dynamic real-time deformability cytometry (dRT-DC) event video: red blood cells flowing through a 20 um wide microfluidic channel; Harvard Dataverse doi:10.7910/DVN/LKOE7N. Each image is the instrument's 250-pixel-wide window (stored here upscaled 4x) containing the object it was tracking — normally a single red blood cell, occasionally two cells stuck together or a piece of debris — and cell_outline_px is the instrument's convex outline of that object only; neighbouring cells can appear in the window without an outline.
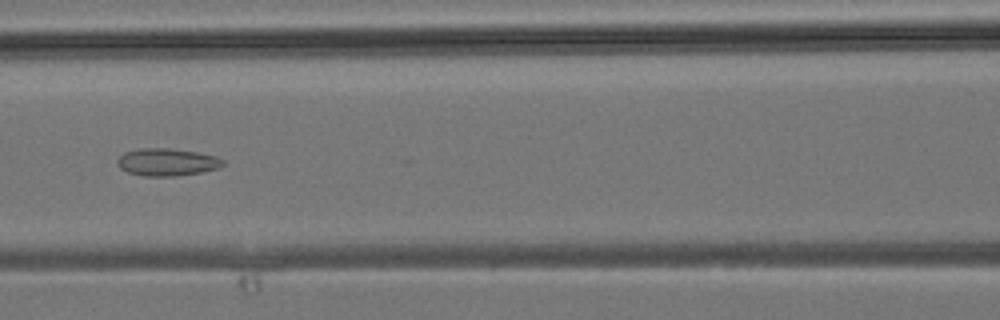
{"species": "common noctule bat (a hibernating species)", "species_latin": "Nyctalus noctula", "temperature_condition": "room temperature", "stored_images_in_passage": 38, "camera_frame_rate_fps": 3000, "um_per_image_px": 0.085, "animal": {"sex": "male", "body_mass_g": 19.2, "forearm_length_mm": 51.8}, "frame": {"image": 1, "passage_image": 17, "time_ms": 5.333, "image_size_px": [1000, 320], "cell_outline_px": [[224, 164], [216, 168], [200, 172], [176, 176], [144, 176], [128, 172], [120, 168], [116, 164], [116, 160], [124, 152], [140, 148], [172, 148], [196, 152], [216, 156], [224, 160]], "centroid_in_image_um": [14.15, 13.77], "position_along_channel_um": 152.4, "area_um2": 16.88}}
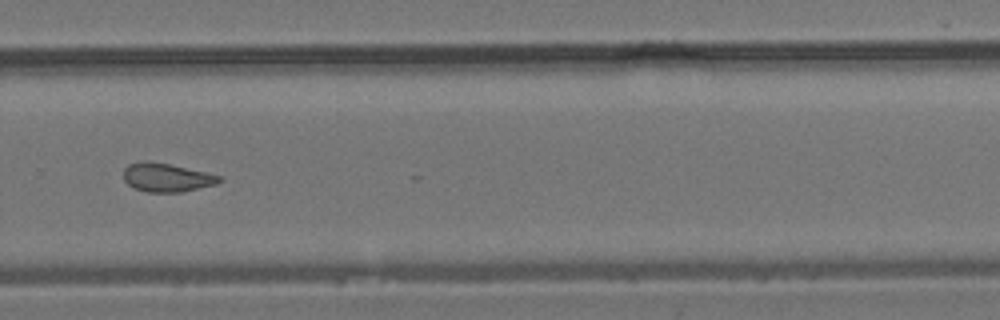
{"frame": {"image": 2, "passage_image": 26, "time_ms": 8.333, "image_size_px": [1000, 320], "cell_outline_px": [[224, 180], [216, 184], [180, 192], [148, 192], [132, 188], [124, 180], [124, 168], [128, 164], [144, 160], [168, 164], [208, 172], [224, 176]], "centroid_in_image_um": [14.19, 15.08], "position_along_channel_um": 315.6, "area_um2": 16.13}}
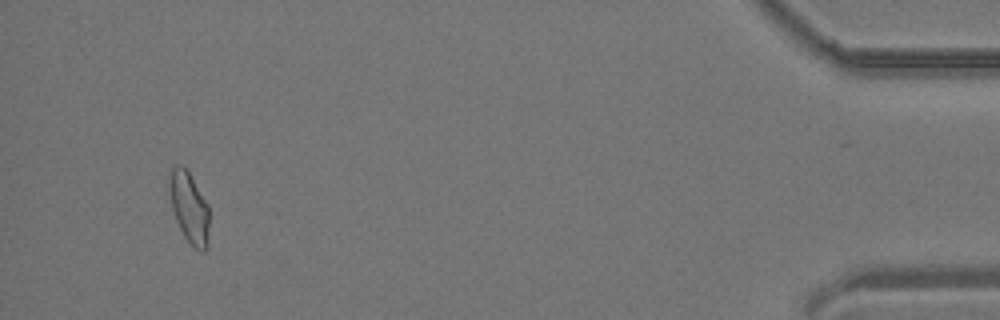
{"frame": {"image": 3, "passage_image": 36, "time_ms": 11.667, "image_size_px": [1000, 320], "cell_outline_px": [[208, 248], [204, 252], [200, 252], [184, 236], [176, 220], [172, 208], [168, 192], [168, 168], [176, 164], [180, 164], [188, 172], [208, 204]], "centroid_in_image_um": [16.04, 17.59], "position_along_channel_um": 419.2, "area_um2": 16.65}}